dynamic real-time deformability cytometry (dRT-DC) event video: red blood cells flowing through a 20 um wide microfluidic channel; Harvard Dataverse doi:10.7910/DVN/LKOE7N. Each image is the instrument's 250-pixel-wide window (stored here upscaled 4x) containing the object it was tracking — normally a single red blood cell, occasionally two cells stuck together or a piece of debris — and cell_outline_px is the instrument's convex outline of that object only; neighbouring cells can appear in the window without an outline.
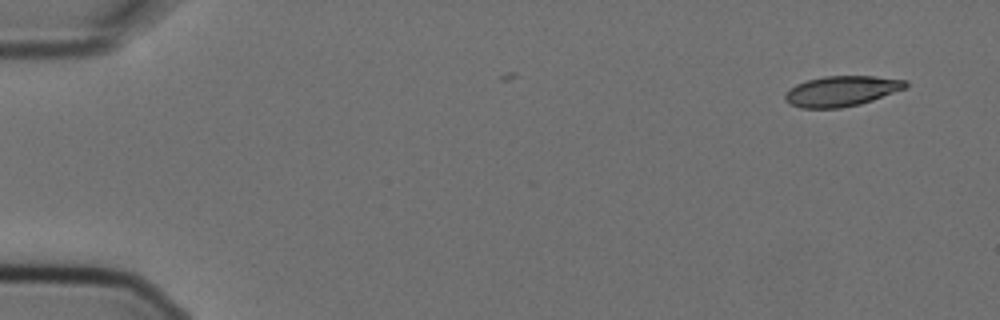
{"species": "Egyptian fruit bat (a non-hibernating species)", "species_latin": "Rousettus aegyptiacus", "temperature_condition": "cold", "stored_images_in_passage": 2, "camera_frame_rate_fps": 3000, "um_per_image_px": 0.085, "animal": {"sex": "female"}, "frame": {"image": 1, "passage_image": 2, "time_ms": 0.333, "image_size_px": [1000, 320], "cell_outline_px": [[908, 88], [860, 104], [840, 108], [800, 108], [788, 104], [784, 100], [784, 92], [788, 88], [796, 84], [808, 80], [824, 76], [872, 76], [908, 80]], "centroid_in_image_um": [71.51, 7.74], "position_along_channel_um": 13.5, "area_um2": 21.62}}